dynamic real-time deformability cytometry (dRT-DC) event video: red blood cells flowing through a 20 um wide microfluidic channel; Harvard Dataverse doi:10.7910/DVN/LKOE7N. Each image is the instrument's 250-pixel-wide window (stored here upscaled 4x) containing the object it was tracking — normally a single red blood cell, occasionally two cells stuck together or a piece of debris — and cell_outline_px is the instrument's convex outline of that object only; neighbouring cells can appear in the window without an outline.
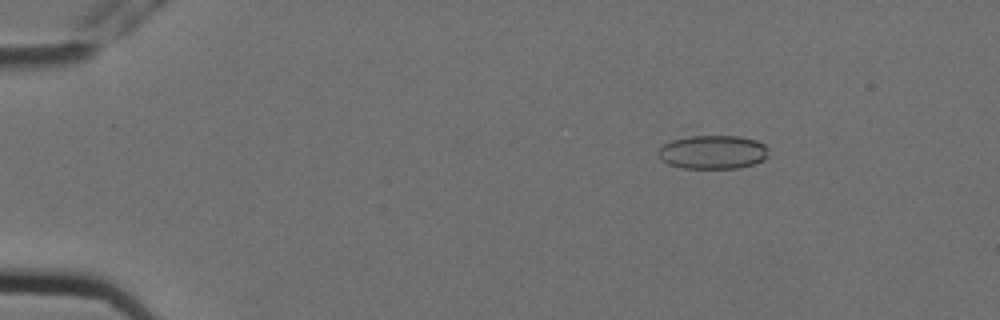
{"species": "Egyptian fruit bat (a non-hibernating species)", "species_latin": "Rousettus aegyptiacus", "temperature_condition": "cold", "stored_images_in_passage": 7, "camera_frame_rate_fps": 3000, "um_per_image_px": 0.085, "animal": {"sex": "female"}, "frame": {"image": 1, "passage_image": 3, "time_ms": 0.667, "image_size_px": [1000, 320], "cell_outline_px": [[768, 156], [764, 160], [756, 164], [736, 168], [680, 168], [668, 164], [660, 160], [656, 152], [664, 144], [696, 124], [756, 140], [764, 144], [768, 148]], "centroid_in_image_um": [60.49, 12.73], "position_along_channel_um": 24.5, "area_um2": 24.97}}
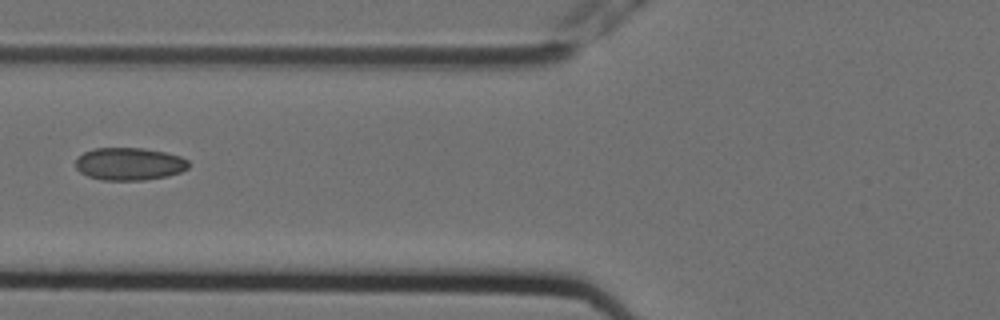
{"frame": {"image": 2, "passage_image": 7, "time_ms": 2.0, "image_size_px": [1000, 320], "cell_outline_px": [[188, 168], [180, 172], [168, 176], [144, 180], [100, 180], [88, 176], [80, 172], [76, 168], [76, 160], [84, 152], [96, 148], [144, 148], [164, 152], [180, 156], [188, 160]], "centroid_in_image_um": [11.0, 13.94], "position_along_channel_um": 114.8, "area_um2": 21.44}}